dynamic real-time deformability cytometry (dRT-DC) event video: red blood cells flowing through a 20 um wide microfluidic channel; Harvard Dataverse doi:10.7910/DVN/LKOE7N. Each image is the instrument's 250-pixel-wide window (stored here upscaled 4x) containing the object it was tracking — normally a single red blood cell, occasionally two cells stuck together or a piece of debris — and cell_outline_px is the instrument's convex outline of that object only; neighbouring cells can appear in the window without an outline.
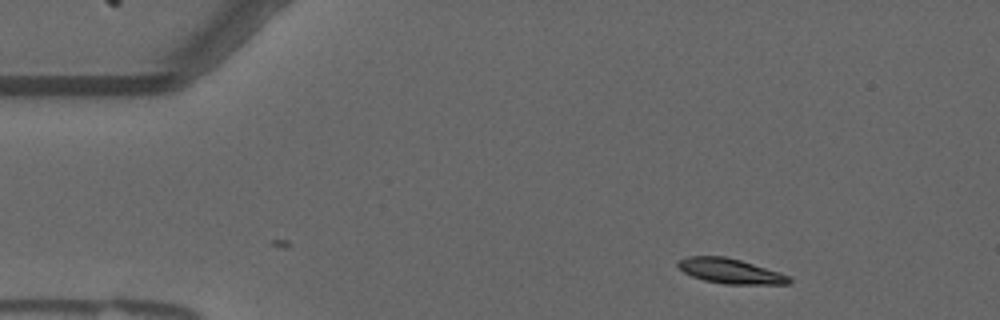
{"species": "common noctule bat (a hibernating species)", "species_latin": "Nyctalus noctula", "temperature_condition": "warm", "stored_images_in_passage": 42, "camera_frame_rate_fps": 3000, "um_per_image_px": 0.085, "animal": {"sex": "male", "forearm_length_mm": 52.5}, "frame": {"image": 1, "passage_image": 1, "time_ms": 0.0, "image_size_px": [1000, 320], "cell_outline_px": [[792, 284], [724, 284], [704, 280], [692, 276], [684, 272], [676, 264], [680, 260], [688, 256], [724, 256], [740, 260], [780, 272], [788, 276], [792, 280]], "centroid_in_image_um": [62.09, 23.04], "position_along_channel_um": 22.9, "area_um2": 16.07}}
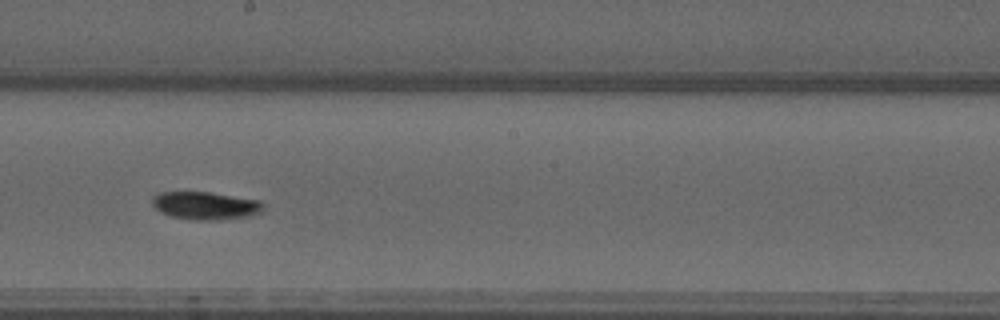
{"frame": {"image": 2, "passage_image": 24, "time_ms": 7.667, "image_size_px": [1000, 320], "cell_outline_px": [[264, 208], [260, 212], [248, 216], [216, 220], [196, 220], [172, 216], [160, 212], [152, 204], [152, 196], [160, 192], [208, 192], [260, 200], [264, 204]], "centroid_in_image_um": [17.46, 17.47], "position_along_channel_um": 230.7, "area_um2": 17.92}}
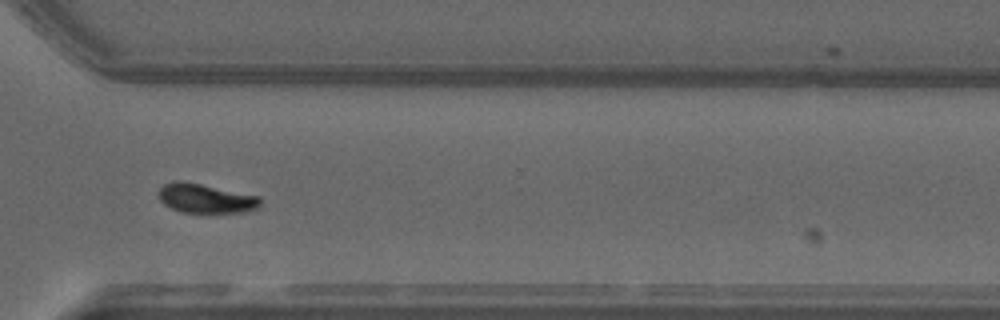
{"frame": {"image": 3, "passage_image": 34, "time_ms": 11.0, "image_size_px": [1000, 320], "cell_outline_px": [[260, 204], [256, 208], [244, 212], [180, 212], [164, 204], [160, 200], [160, 188], [164, 184], [176, 180], [180, 180], [260, 196]], "centroid_in_image_um": [17.48, 16.86], "position_along_channel_um": 353.1, "area_um2": 17.05}, "authors_computed_cell_mechanics": {"area_um2": 16.9932, "velocity_mm_per_s": 3.6723, "shape_relaxation_time_tau1_ms": 4.025, "shape_relaxation_time_tau2_ms": null, "deformation_change_tau1": 0.1281, "deformation_change_tau2": null}}